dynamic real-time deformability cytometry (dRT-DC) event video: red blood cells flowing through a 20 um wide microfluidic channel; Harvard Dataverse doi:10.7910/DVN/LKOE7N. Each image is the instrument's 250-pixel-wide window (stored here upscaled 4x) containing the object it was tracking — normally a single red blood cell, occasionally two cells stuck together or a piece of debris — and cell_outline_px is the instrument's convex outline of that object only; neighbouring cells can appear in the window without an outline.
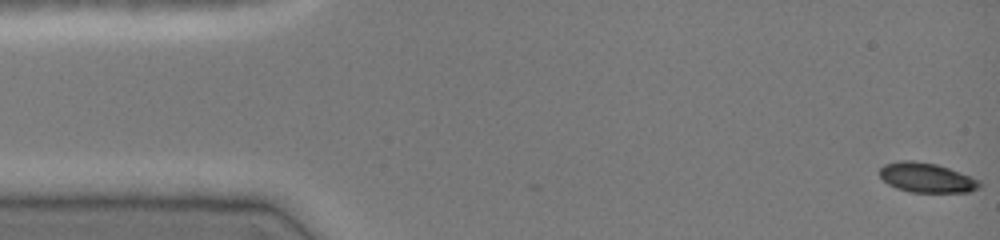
{"species": "common noctule bat (a hibernating species)", "species_latin": "Nyctalus noctula", "temperature_condition": "cold", "stored_images_in_passage": 47, "camera_frame_rate_fps": 3000, "um_per_image_px": 0.085, "animal": {"sex": "female", "body_mass_g": 19.0, "forearm_length_mm": 51.5}, "frame": {"image": 1, "passage_image": 1, "time_ms": 0.0, "image_size_px": [1000, 240], "cell_outline_px": [[980, 184], [976, 188], [968, 192], [912, 192], [896, 188], [888, 184], [880, 176], [880, 168], [884, 164], [900, 160], [912, 160], [936, 164], [960, 172], [980, 180]], "centroid_in_image_um": [78.73, 15.09], "position_along_channel_um": 6.3, "area_um2": 17.11}}
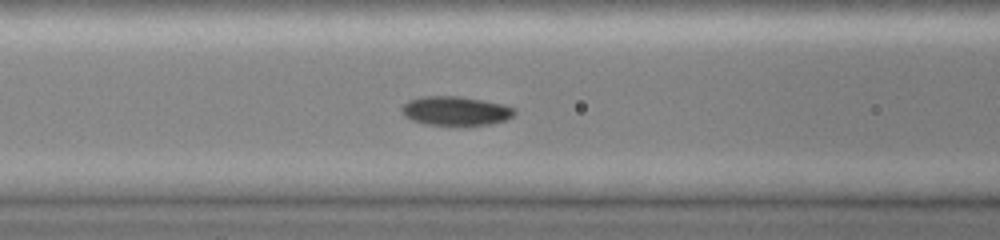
{"frame": {"image": 2, "passage_image": 19, "time_ms": 6.0, "image_size_px": [1000, 240], "cell_outline_px": [[516, 112], [512, 116], [504, 120], [488, 124], [424, 124], [412, 120], [404, 116], [400, 108], [408, 100], [420, 96], [460, 96], [500, 104], [516, 108]], "centroid_in_image_um": [38.67, 9.4], "position_along_channel_um": 127.9, "area_um2": 18.79}}
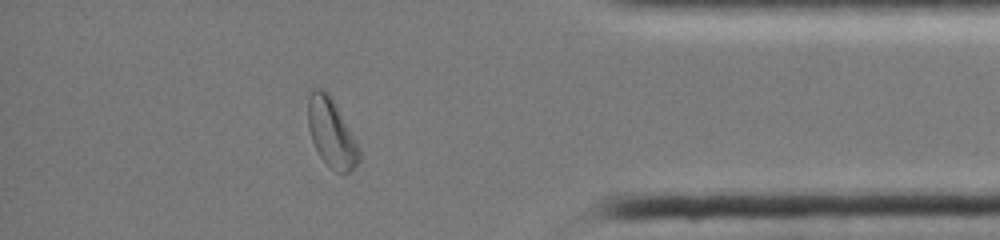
{"frame": {"image": 3, "passage_image": 41, "time_ms": 13.333, "image_size_px": [1000, 240], "cell_outline_px": [[360, 160], [348, 172], [336, 172], [320, 156], [312, 140], [308, 128], [308, 88], [324, 88], [328, 92], [356, 140], [360, 148]], "centroid_in_image_um": [28.15, 11.24], "position_along_channel_um": 407.1, "area_um2": 20.29}, "authors_computed_cell_mechanics": {"area_um2": 18.496, "velocity_mm_per_s": 4.0506, "shape_relaxation_time_tau1_ms": 3.2948, "shape_relaxation_time_tau2_ms": null, "deformation_change_tau1": 0.1169, "deformation_change_tau2": null}}